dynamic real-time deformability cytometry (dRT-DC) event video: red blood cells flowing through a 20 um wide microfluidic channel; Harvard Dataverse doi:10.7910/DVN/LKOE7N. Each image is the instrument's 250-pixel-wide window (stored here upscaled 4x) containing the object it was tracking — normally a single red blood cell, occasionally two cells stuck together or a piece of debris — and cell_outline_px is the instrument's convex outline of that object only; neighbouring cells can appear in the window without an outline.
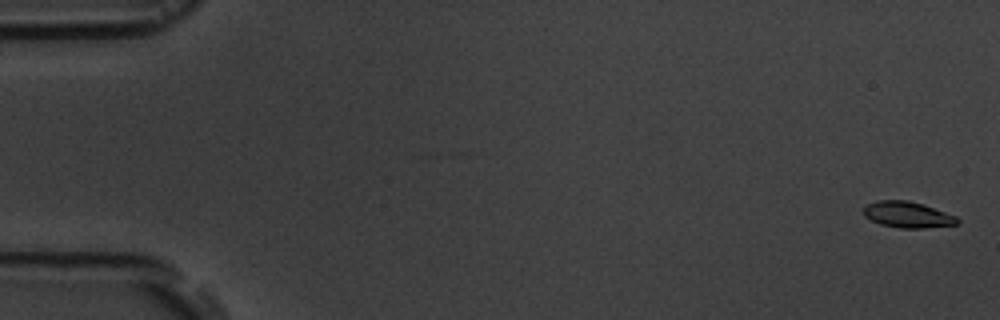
{"species": "common noctule bat (a hibernating species)", "species_latin": "Nyctalus noctula", "temperature_condition": "room temperature", "stored_images_in_passage": 8, "camera_frame_rate_fps": 3000, "um_per_image_px": 0.085, "animal": {"sex": "male", "body_mass_g": 19.5, "forearm_length_mm": 54.6}, "frame": {"image": 1, "passage_image": 1, "time_ms": 0.0, "image_size_px": [1000, 320], "cell_outline_px": [[960, 220], [956, 224], [924, 228], [900, 228], [880, 224], [864, 216], [864, 208], [868, 204], [876, 200], [908, 200], [924, 204], [956, 216]], "centroid_in_image_um": [77.14, 18.24], "position_along_channel_um": 7.9, "area_um2": 14.22}}
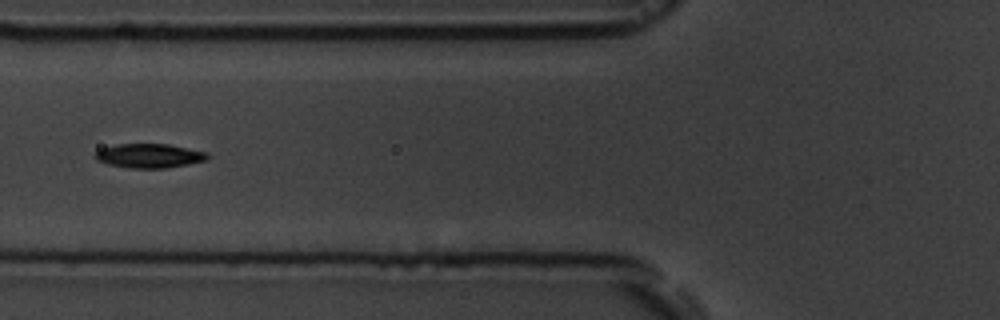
{"frame": {"image": 2, "passage_image": 7, "time_ms": 7.0, "image_size_px": [1000, 320], "cell_outline_px": [[212, 156], [208, 160], [188, 164], [164, 168], [132, 168], [108, 164], [96, 160], [92, 156], [100, 148], [116, 144], [168, 144], [208, 152]], "centroid_in_image_um": [12.7, 13.23], "position_along_channel_um": 113.1, "area_um2": 16.01}}
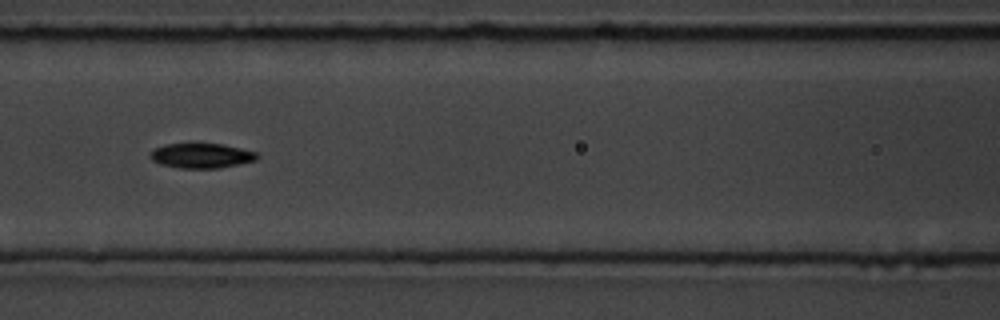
{"frame": {"image": 3, "passage_image": 8, "time_ms": 8.0, "image_size_px": [1000, 320], "cell_outline_px": [[260, 156], [256, 160], [220, 168], [180, 168], [160, 164], [152, 160], [148, 156], [156, 148], [164, 144], [192, 140], [224, 144], [256, 152]], "centroid_in_image_um": [17.09, 13.18], "position_along_channel_um": 149.5, "area_um2": 16.24}}